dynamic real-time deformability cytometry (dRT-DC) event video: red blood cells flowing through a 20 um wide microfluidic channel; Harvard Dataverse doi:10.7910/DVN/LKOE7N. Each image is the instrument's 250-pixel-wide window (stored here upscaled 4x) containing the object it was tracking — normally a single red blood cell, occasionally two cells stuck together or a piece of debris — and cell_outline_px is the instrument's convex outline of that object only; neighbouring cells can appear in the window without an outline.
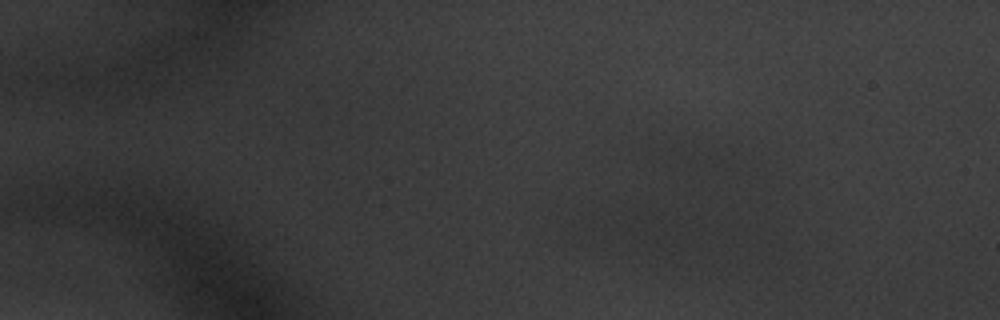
{"species": "common noctule bat (a hibernating species)", "species_latin": "Nyctalus noctula", "temperature_condition": "warm", "stored_images_in_passage": 3, "camera_frame_rate_fps": 3000, "um_per_image_px": 0.085, "animal": {"sex": "male", "body_mass_g": 20.1, "forearm_length_mm": 53.5}, "frame": {"image": 1, "passage_image": 1, "time_ms": 0.0, "image_size_px": [1000, 320], "cell_outline_px": [[700, 244], [684, 252], [612, 244], [604, 240], [596, 228], [596, 224], [620, 208], [676, 208], [688, 216]], "centroid_in_image_um": [55.2, 19.47], "position_along_channel_um": 29.8, "area_um2": 25.26}}